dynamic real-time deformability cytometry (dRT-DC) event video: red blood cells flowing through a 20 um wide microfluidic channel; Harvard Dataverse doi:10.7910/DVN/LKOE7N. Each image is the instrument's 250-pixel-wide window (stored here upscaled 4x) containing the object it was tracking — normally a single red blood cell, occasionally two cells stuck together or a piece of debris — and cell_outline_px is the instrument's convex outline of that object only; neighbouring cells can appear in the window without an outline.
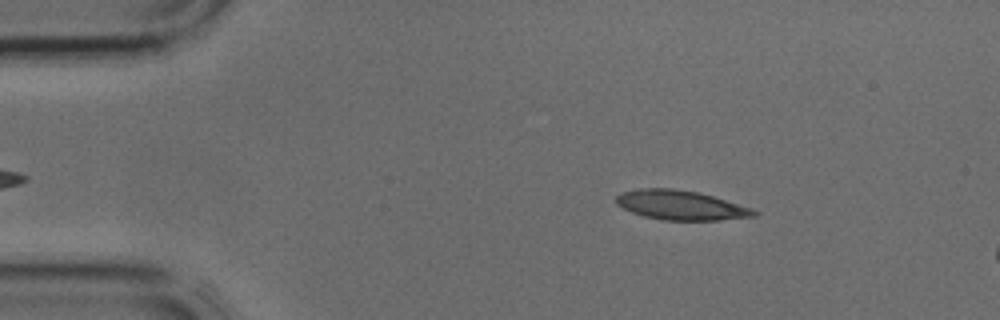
{"species": "common noctule bat (a hibernating species)", "species_latin": "Nyctalus noctula", "temperature_condition": "cold", "stored_images_in_passage": 3, "segment_of_instrument_passage": [1, 2], "camera_frame_rate_fps": 3000, "um_per_image_px": 0.085, "animal": {"sex": "male", "body_mass_g": 17.9, "forearm_length_mm": 54.2}, "frame": {"image": 1, "passage_image": 1, "time_ms": 0.0, "image_size_px": [1000, 320], "cell_outline_px": [[760, 212], [756, 216], [720, 220], [664, 220], [644, 216], [632, 212], [616, 204], [616, 196], [620, 192], [640, 188], [672, 188], [696, 192], [712, 196], [752, 208]], "centroid_in_image_um": [57.86, 17.44], "position_along_channel_um": 27.1, "area_um2": 23.58}}